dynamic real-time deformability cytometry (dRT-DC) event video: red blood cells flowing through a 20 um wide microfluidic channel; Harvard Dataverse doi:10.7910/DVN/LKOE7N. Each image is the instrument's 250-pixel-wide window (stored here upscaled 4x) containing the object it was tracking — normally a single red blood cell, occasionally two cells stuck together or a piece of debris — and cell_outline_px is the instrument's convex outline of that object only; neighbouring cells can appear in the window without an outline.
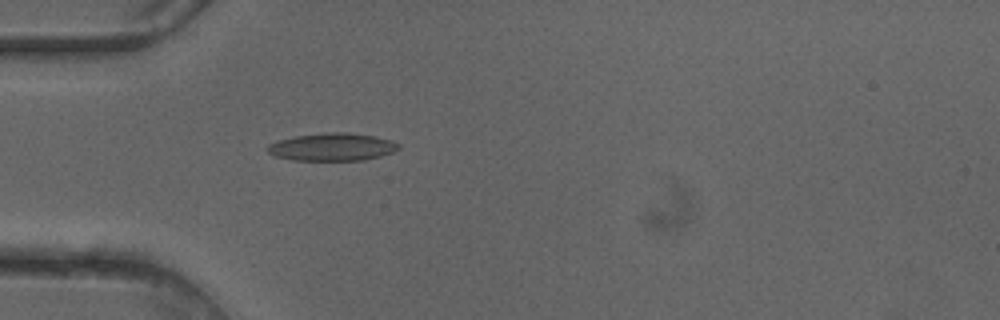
{"species": "common noctule bat (a hibernating species)", "species_latin": "Nyctalus noctula", "temperature_condition": "cold", "stored_images_in_passage": 50, "camera_frame_rate_fps": 3000, "um_per_image_px": 0.085, "animal": {"sex": "female"}, "frame": {"image": 1, "passage_image": 15, "time_ms": 4.667, "image_size_px": [1000, 320], "cell_outline_px": [[400, 148], [392, 152], [380, 156], [364, 160], [292, 160], [276, 156], [268, 152], [264, 148], [268, 144], [292, 136], [324, 132], [348, 132], [376, 136], [392, 140], [400, 144]], "centroid_in_image_um": [28.23, 12.48], "position_along_channel_um": 56.8, "area_um2": 21.39}}
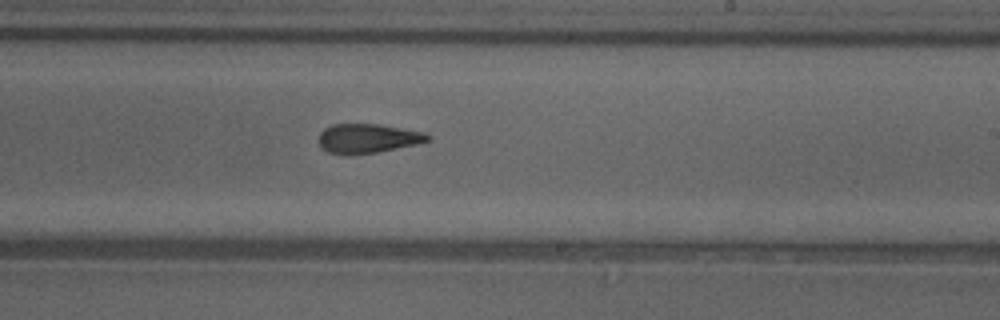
{"frame": {"image": 2, "passage_image": 30, "time_ms": 9.667, "image_size_px": [1000, 320], "cell_outline_px": [[432, 140], [416, 144], [376, 152], [348, 156], [328, 152], [320, 148], [320, 132], [324, 128], [332, 124], [380, 124], [424, 132], [432, 136]], "centroid_in_image_um": [31.25, 11.77], "position_along_channel_um": 257.7, "area_um2": 18.79}}
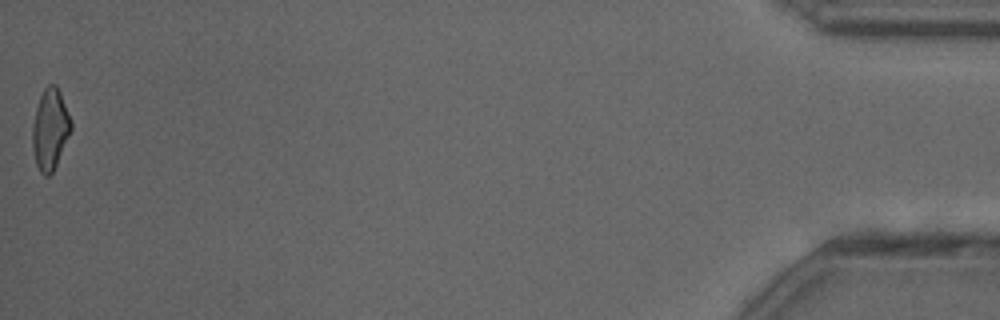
{"frame": {"image": 3, "passage_image": 50, "time_ms": 16.333, "image_size_px": [1000, 320], "cell_outline_px": [[72, 128], [56, 164], [52, 172], [48, 176], [44, 176], [40, 172], [36, 164], [32, 148], [32, 124], [36, 108], [40, 96], [44, 88], [48, 84], [56, 84], [60, 92], [72, 120]], "centroid_in_image_um": [4.25, 10.96], "position_along_channel_um": 430.9, "area_um2": 18.21}, "authors_computed_cell_mechanics": {"area_um2": 19.5653, "velocity_mm_per_s": 4.1142, "shape_relaxation_time_tau1_ms": null, "shape_relaxation_time_tau2_ms": 4.6935, "deformation_change_tau1": null, "deformation_change_tau2": 0.1653}}